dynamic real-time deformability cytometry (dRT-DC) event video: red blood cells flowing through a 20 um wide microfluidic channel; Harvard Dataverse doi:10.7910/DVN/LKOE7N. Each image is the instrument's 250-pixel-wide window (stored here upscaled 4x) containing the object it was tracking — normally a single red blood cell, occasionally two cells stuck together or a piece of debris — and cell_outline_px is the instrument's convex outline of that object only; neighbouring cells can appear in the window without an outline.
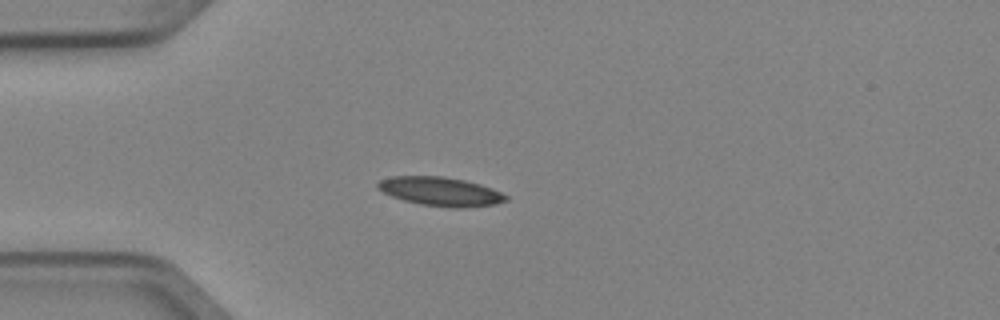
{"species": "Egyptian fruit bat (a non-hibernating species)", "species_latin": "Rousettus aegyptiacus", "temperature_condition": "cold", "stored_images_in_passage": 1, "camera_frame_rate_fps": 3000, "um_per_image_px": 0.085, "animal": {"sex": "female"}, "frame": {"image": 1, "passage_image": 1, "time_ms": 0.0, "image_size_px": [1000, 320], "cell_outline_px": [[508, 200], [492, 204], [456, 208], [452, 208], [420, 204], [404, 200], [392, 196], [376, 188], [376, 184], [380, 180], [392, 176], [444, 176], [464, 180], [480, 184], [492, 188], [508, 196]], "centroid_in_image_um": [37.42, 16.26], "position_along_channel_um": 47.6, "area_um2": 21.39}}